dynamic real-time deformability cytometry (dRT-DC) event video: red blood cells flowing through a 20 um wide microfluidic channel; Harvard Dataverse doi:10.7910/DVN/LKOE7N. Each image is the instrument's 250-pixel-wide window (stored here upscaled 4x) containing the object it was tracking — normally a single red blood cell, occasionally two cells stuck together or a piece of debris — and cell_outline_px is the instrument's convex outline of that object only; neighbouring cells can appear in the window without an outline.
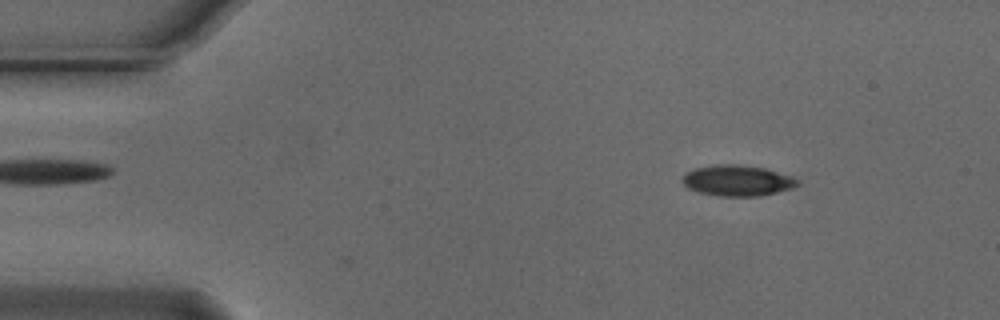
{"species": "Egyptian fruit bat (a non-hibernating species)", "species_latin": "Rousettus aegyptiacus", "temperature_condition": "cold", "stored_images_in_passage": 35, "camera_frame_rate_fps": 3000, "um_per_image_px": 0.085, "animal": {"sex": "male"}, "frame": {"image": 1, "passage_image": 1, "time_ms": 0.0, "image_size_px": [1000, 320], "cell_outline_px": [[800, 184], [792, 188], [760, 196], [720, 196], [700, 192], [688, 188], [680, 180], [684, 172], [696, 168], [716, 164], [736, 164], [764, 168], [792, 176], [800, 180]], "centroid_in_image_um": [62.67, 15.34], "position_along_channel_um": 22.3, "area_um2": 20.75}}
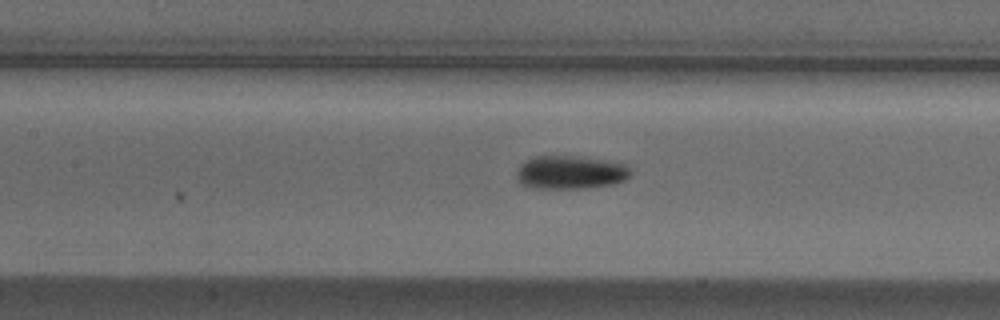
{"frame": {"image": 2, "passage_image": 18, "time_ms": 5.667, "image_size_px": [1000, 320], "cell_outline_px": [[632, 176], [624, 180], [612, 184], [584, 188], [536, 188], [520, 184], [516, 176], [516, 172], [520, 164], [524, 160], [532, 156], [572, 156], [604, 160], [628, 164], [632, 172]], "centroid_in_image_um": [48.48, 14.64], "position_along_channel_um": 158.9, "area_um2": 22.37}}
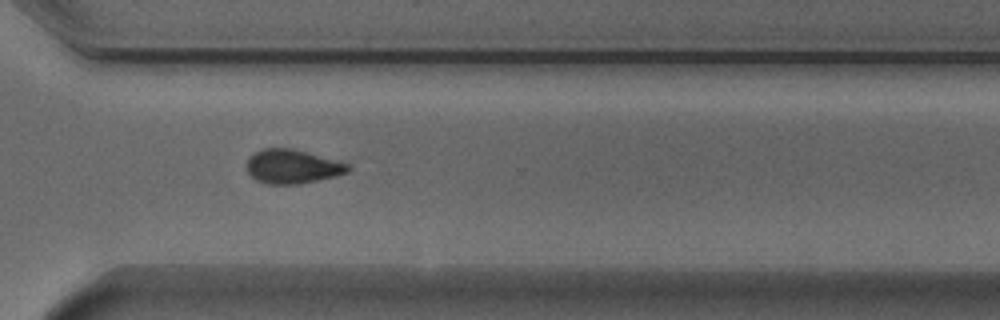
{"frame": {"image": 3, "passage_image": 33, "time_ms": 10.667, "image_size_px": [1000, 320], "cell_outline_px": [[352, 168], [348, 172], [336, 176], [296, 184], [268, 184], [256, 180], [248, 172], [248, 156], [264, 148], [292, 148], [348, 164]], "centroid_in_image_um": [24.84, 14.15], "position_along_channel_um": 345.8, "area_um2": 19.77}, "authors_computed_cell_mechanics": {"area_um2": 21.097, "velocity_mm_per_s": 3.7469, "shape_relaxation_time_tau1_ms": 2.373, "shape_relaxation_time_tau2_ms": null, "deformation_change_tau1": 0.0872, "deformation_change_tau2": null}}